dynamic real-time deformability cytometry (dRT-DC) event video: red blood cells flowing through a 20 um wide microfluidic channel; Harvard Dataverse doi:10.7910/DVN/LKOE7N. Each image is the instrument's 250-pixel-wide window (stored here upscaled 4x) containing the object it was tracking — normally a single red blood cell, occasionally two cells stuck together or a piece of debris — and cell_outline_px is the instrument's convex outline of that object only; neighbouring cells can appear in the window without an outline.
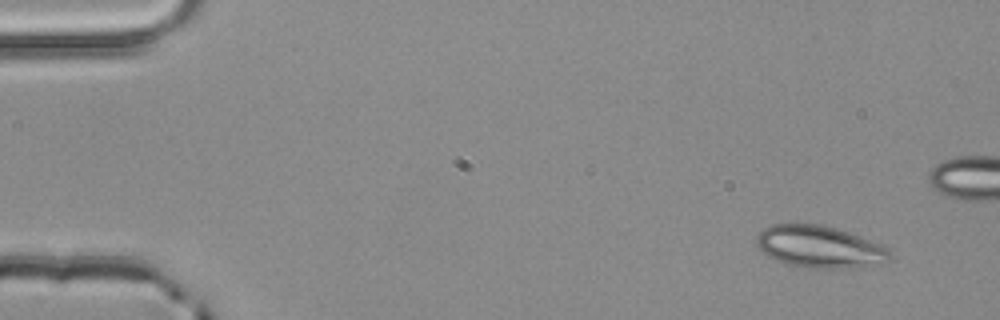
{"species": "common noctule bat (a hibernating species)", "species_latin": "Nyctalus noctula", "temperature_condition": "room temperature", "stored_images_in_passage": 4, "camera_frame_rate_fps": 3000, "um_per_image_px": 0.085, "animal": {"sex": "male", "body_mass_g": 20.4}, "frame": {"image": 1, "passage_image": 1, "time_ms": 0.0, "image_size_px": [1000, 320], "cell_outline_px": [[892, 252], [888, 256], [840, 268], [808, 268], [788, 264], [776, 260], [760, 252], [756, 244], [756, 236], [764, 228], [772, 224], [820, 224], [836, 228], [848, 232], [888, 248]], "centroid_in_image_um": [69.44, 20.92], "position_along_channel_um": 15.6, "area_um2": 31.27}}